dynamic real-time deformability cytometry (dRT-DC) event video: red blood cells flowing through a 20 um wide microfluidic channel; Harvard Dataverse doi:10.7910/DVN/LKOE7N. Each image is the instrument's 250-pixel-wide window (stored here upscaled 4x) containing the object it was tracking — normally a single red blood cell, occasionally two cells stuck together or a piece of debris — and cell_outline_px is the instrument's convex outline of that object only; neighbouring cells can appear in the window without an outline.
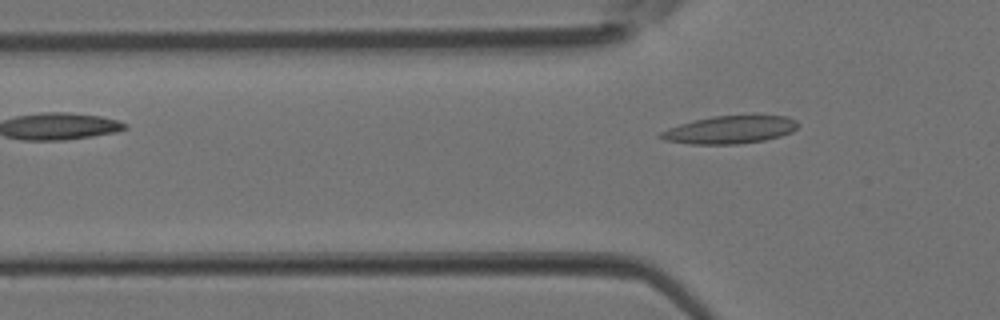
{"species": "Egyptian fruit bat (a non-hibernating species)", "species_latin": "Rousettus aegyptiacus", "temperature_condition": "room temperature", "stored_images_in_passage": 3, "segment_of_instrument_passage": [2, 2], "camera_frame_rate_fps": 3000, "um_per_image_px": 0.085, "animal": {"sex": "female"}, "frame": {"image": 1, "passage_image": 3, "time_ms": 0.667, "image_size_px": [1000, 320], "cell_outline_px": [[800, 124], [792, 132], [780, 136], [764, 140], [736, 144], [688, 144], [664, 140], [656, 136], [660, 132], [668, 128], [692, 120], [712, 116], [788, 116], [796, 120]], "centroid_in_image_um": [62.01, 11.03], "position_along_channel_um": 63.8, "area_um2": 22.25}}